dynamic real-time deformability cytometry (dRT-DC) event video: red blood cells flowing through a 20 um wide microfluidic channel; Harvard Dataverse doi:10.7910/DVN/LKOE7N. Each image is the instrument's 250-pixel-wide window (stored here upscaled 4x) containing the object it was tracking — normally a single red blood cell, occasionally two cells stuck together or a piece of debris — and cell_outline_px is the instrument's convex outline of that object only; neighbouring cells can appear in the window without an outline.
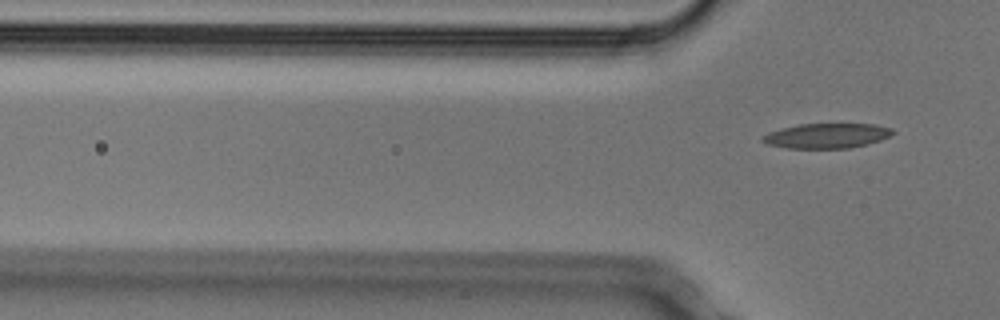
{"species": "Egyptian fruit bat (a non-hibernating species)", "species_latin": "Rousettus aegyptiacus", "temperature_condition": "cold", "stored_images_in_passage": 5, "camera_frame_rate_fps": 3000, "um_per_image_px": 0.085, "animal": {"sex": "male"}, "frame": {"image": 1, "passage_image": 5, "time_ms": 1.333, "image_size_px": [1000, 320], "cell_outline_px": [[896, 132], [880, 140], [868, 144], [848, 148], [788, 148], [768, 144], [760, 140], [760, 136], [768, 132], [780, 128], [800, 124], [876, 124], [892, 128]], "centroid_in_image_um": [70.25, 11.53], "position_along_channel_um": 55.5, "area_um2": 18.96}}